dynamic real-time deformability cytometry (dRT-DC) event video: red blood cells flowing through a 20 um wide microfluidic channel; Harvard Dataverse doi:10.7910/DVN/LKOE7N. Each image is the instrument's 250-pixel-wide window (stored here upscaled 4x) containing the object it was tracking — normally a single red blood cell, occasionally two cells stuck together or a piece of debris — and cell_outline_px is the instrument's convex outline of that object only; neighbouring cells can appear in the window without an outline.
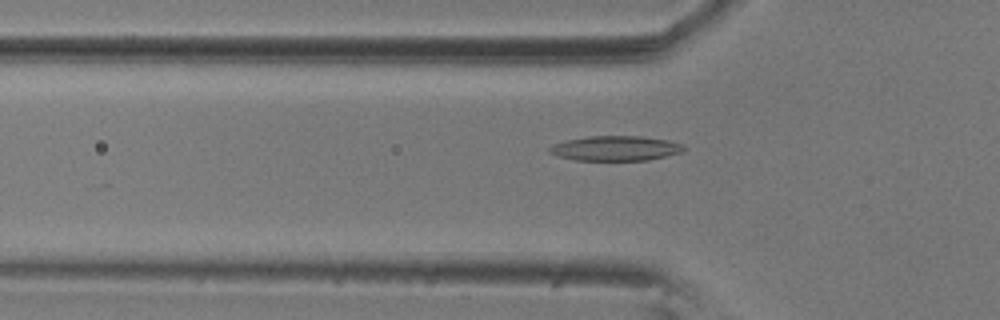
{"species": "common noctule bat (a hibernating species)", "species_latin": "Nyctalus noctula", "temperature_condition": "room temperature", "stored_images_in_passage": 56, "camera_frame_rate_fps": 3000, "um_per_image_px": 0.085, "animal": {"sex": "male", "body_mass_g": 20.5, "forearm_length_mm": 52.5}, "frame": {"image": 1, "passage_image": 18, "time_ms": 5.667, "image_size_px": [1000, 320], "cell_outline_px": [[688, 148], [684, 152], [648, 160], [576, 160], [556, 156], [548, 152], [548, 148], [552, 144], [568, 140], [588, 136], [644, 136], [668, 140], [684, 144]], "centroid_in_image_um": [52.36, 12.6], "position_along_channel_um": 73.4, "area_um2": 19.71}}
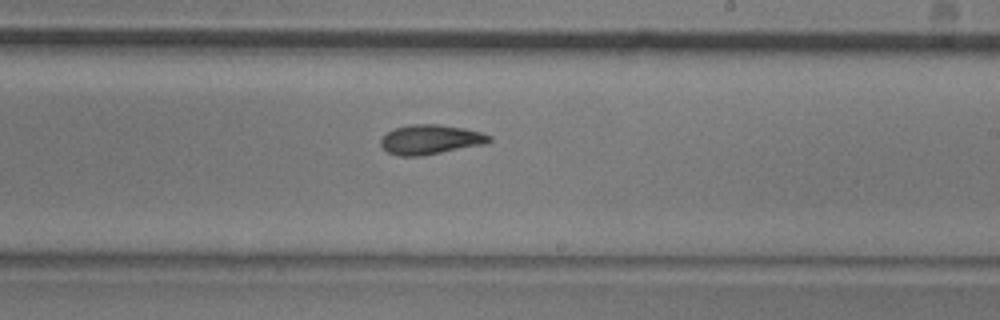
{"frame": {"image": 2, "passage_image": 33, "time_ms": 10.667, "image_size_px": [1000, 320], "cell_outline_px": [[492, 140], [484, 144], [420, 156], [400, 156], [388, 152], [380, 144], [380, 140], [388, 132], [396, 128], [412, 124], [440, 124], [464, 128], [480, 132], [492, 136]], "centroid_in_image_um": [36.6, 11.85], "position_along_channel_um": 252.4, "area_um2": 18.5}}
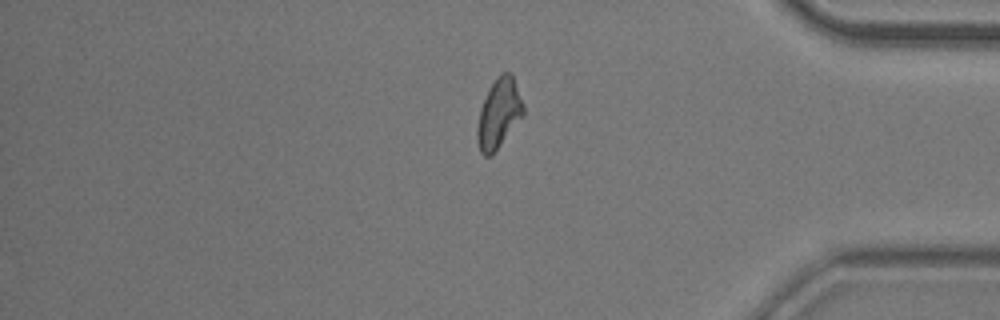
{"frame": {"image": 3, "passage_image": 47, "time_ms": 15.333, "image_size_px": [1000, 320], "cell_outline_px": [[524, 116], [492, 156], [484, 156], [480, 152], [476, 140], [476, 128], [480, 108], [496, 76], [500, 72], [512, 72], [524, 104]], "centroid_in_image_um": [42.41, 9.66], "position_along_channel_um": 392.8, "area_um2": 19.07}, "authors_computed_cell_mechanics": {"area_um2": 18.6694, "velocity_mm_per_s": 3.5565, "shape_relaxation_time_tau1_ms": 7.3599, "shape_relaxation_time_tau2_ms": 4.3175, "deformation_change_tau1": 0.1864, "deformation_change_tau2": 0.1184}}